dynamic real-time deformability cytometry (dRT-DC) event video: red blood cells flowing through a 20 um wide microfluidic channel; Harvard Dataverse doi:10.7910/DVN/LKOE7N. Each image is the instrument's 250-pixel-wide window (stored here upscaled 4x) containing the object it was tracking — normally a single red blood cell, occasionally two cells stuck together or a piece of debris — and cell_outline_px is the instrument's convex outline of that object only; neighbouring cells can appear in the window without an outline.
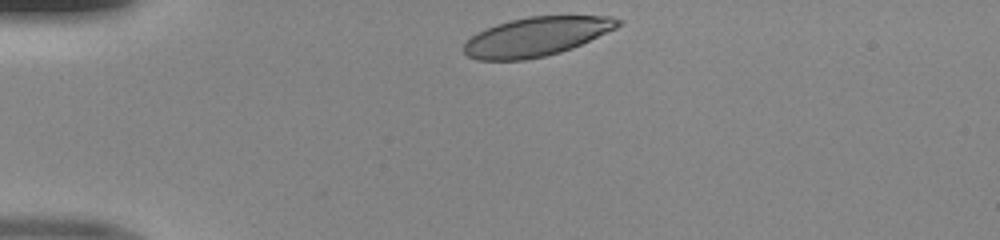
{"species": "human", "species_latin": "Homo sapiens", "temperature_condition": "room temperature", "stored_images_in_passage": 31, "camera_frame_rate_fps": 3000, "um_per_image_px": 0.085, "donor": {"sex": "male"}, "frame": {"image": 1, "passage_image": 1, "time_ms": 0.0, "image_size_px": [1000, 240], "cell_outline_px": [[620, 24], [616, 28], [572, 48], [560, 52], [544, 56], [524, 60], [476, 60], [468, 56], [464, 52], [464, 44], [476, 32], [484, 28], [496, 24], [528, 16], [612, 16], [620, 20]], "centroid_in_image_um": [45.56, 3.11], "position_along_channel_um": 39.4, "area_um2": 34.85}}
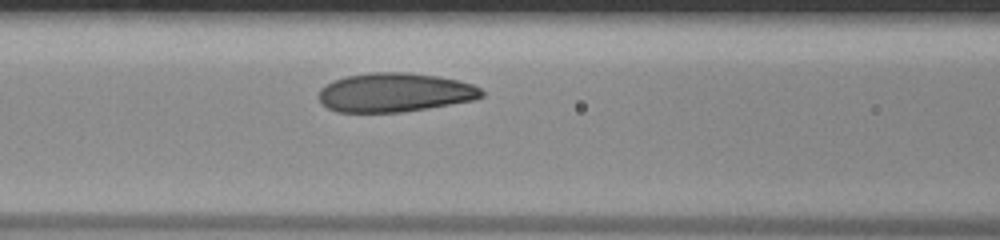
{"frame": {"image": 2, "passage_image": 11, "time_ms": 3.333, "image_size_px": [1000, 240], "cell_outline_px": [[484, 96], [476, 100], [404, 112], [336, 112], [320, 104], [316, 96], [320, 88], [324, 84], [332, 80], [344, 76], [372, 72], [408, 72], [436, 76], [456, 80], [472, 84], [480, 88], [484, 92]], "centroid_in_image_um": [33.5, 7.86], "position_along_channel_um": 133.1, "area_um2": 37.57}}
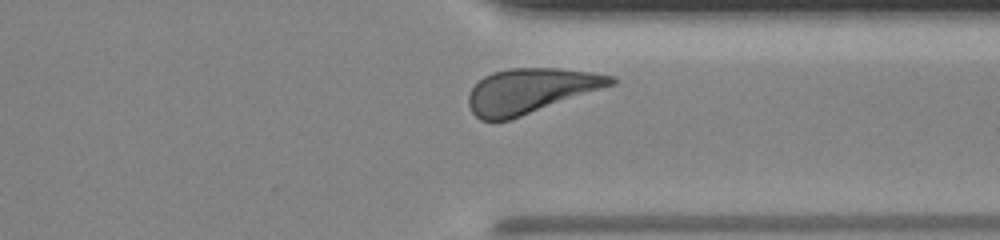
{"frame": {"image": 3, "passage_image": 28, "time_ms": 9.0, "image_size_px": [1000, 240], "cell_outline_px": [[616, 84], [508, 120], [480, 120], [472, 112], [468, 104], [468, 96], [472, 88], [484, 76], [492, 72], [508, 68], [560, 68], [592, 72], [616, 76]], "centroid_in_image_um": [45.11, 7.7], "position_along_channel_um": 366.3, "area_um2": 36.99}}